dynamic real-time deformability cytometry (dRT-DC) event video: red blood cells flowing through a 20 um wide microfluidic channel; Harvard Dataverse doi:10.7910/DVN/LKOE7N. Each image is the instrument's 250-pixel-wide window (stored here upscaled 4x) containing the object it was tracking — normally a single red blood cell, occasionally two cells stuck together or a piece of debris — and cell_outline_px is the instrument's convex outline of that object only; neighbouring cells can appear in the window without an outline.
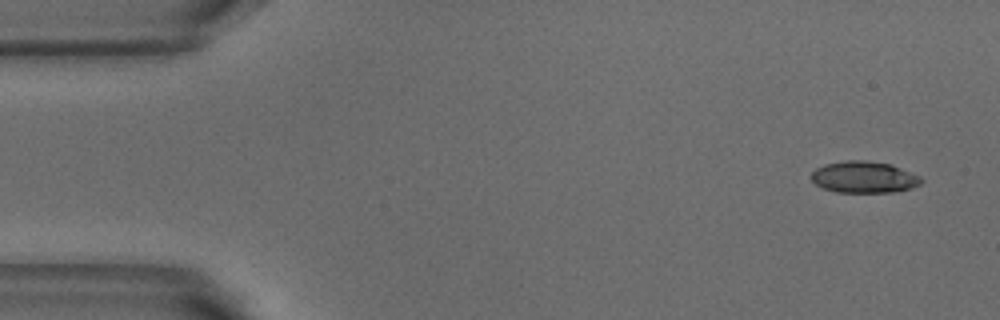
{"species": "common noctule bat (a hibernating species)", "species_latin": "Nyctalus noctula", "temperature_condition": "warm", "stored_images_in_passage": 6, "camera_frame_rate_fps": 3000, "um_per_image_px": 0.085, "animal": {"sex": "male", "body_mass_g": 18.8}, "frame": {"image": 1, "passage_image": 1, "time_ms": 0.0, "image_size_px": [1000, 320], "cell_outline_px": [[924, 180], [920, 184], [912, 188], [892, 192], [836, 192], [824, 188], [816, 184], [812, 180], [812, 172], [816, 168], [824, 164], [844, 160], [864, 160], [892, 164], [920, 176]], "centroid_in_image_um": [73.46, 15.05], "position_along_channel_um": 11.5, "area_um2": 20.29}}
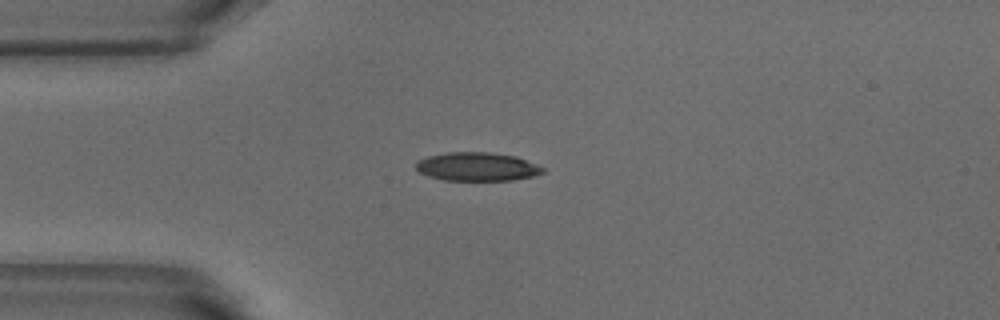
{"frame": {"image": 2, "passage_image": 3, "time_ms": 0.667, "image_size_px": [1000, 320], "cell_outline_px": [[544, 172], [536, 176], [512, 180], [444, 180], [428, 176], [420, 172], [416, 168], [416, 160], [428, 156], [448, 152], [488, 152], [516, 156], [544, 168]], "centroid_in_image_um": [40.55, 14.17], "position_along_channel_um": 44.5, "area_um2": 21.1}}
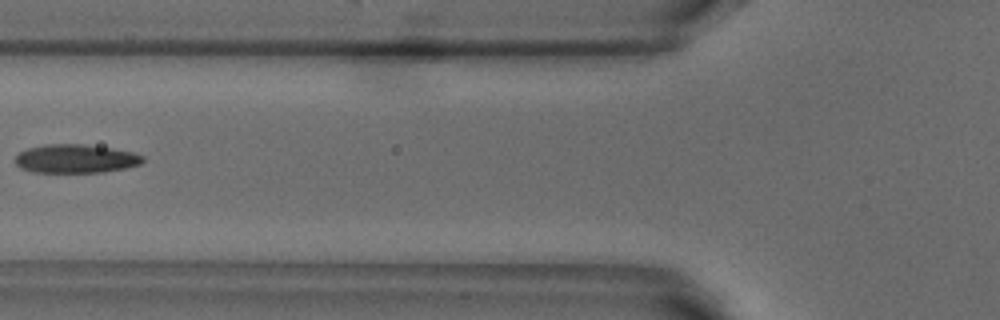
{"frame": {"image": 3, "passage_image": 5, "time_ms": 1.333, "image_size_px": [1000, 320], "cell_outline_px": [[144, 160], [140, 164], [124, 168], [104, 172], [36, 172], [20, 168], [16, 164], [16, 156], [20, 152], [28, 148], [44, 144], [84, 144], [112, 148], [132, 152], [144, 156]], "centroid_in_image_um": [6.44, 13.48], "position_along_channel_um": 119.4, "area_um2": 21.21}}